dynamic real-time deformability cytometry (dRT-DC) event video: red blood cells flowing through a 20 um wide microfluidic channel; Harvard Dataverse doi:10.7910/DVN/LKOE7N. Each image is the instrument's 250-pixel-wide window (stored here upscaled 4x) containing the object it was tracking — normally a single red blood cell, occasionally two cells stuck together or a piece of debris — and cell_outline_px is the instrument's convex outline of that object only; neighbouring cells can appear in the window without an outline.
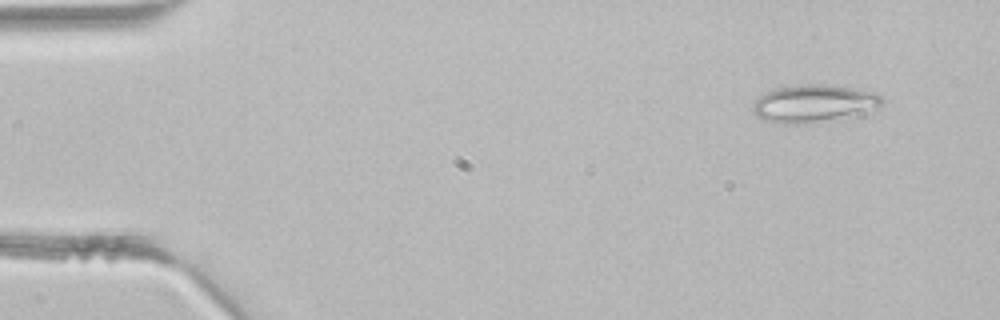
{"species": "common noctule bat (a hibernating species)", "species_latin": "Nyctalus noctula", "temperature_condition": "room temperature", "stored_images_in_passage": 42, "camera_frame_rate_fps": 3000, "um_per_image_px": 0.085, "animal": {"sex": "male", "body_mass_g": 21.5, "forearm_length_mm": 52.0}, "frame": {"image": 1, "passage_image": 2, "time_ms": 0.333, "image_size_px": [1000, 320], "cell_outline_px": [[884, 100], [876, 112], [820, 124], [784, 124], [764, 120], [756, 116], [752, 112], [752, 104], [764, 92], [776, 88], [800, 84], [828, 84], [856, 88], [876, 92]], "centroid_in_image_um": [69.26, 8.83], "position_along_channel_um": 15.7, "area_um2": 29.71}}
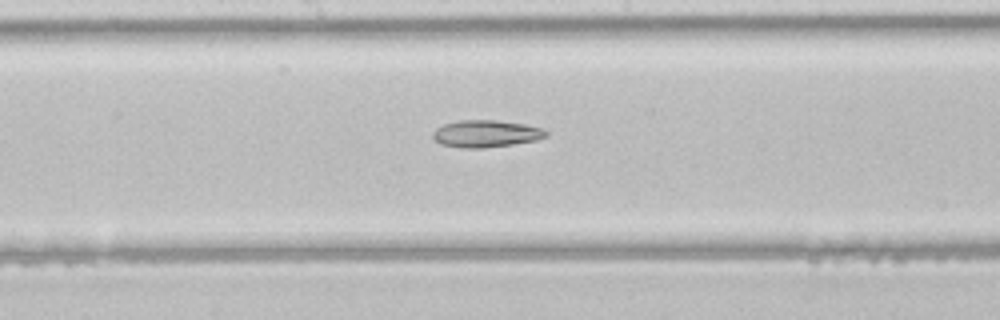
{"frame": {"image": 2, "passage_image": 21, "time_ms": 6.667, "image_size_px": [1000, 320], "cell_outline_px": [[548, 136], [536, 140], [512, 144], [484, 148], [460, 148], [440, 144], [432, 140], [432, 132], [436, 128], [444, 124], [460, 120], [496, 120], [524, 124], [540, 128], [548, 132]], "centroid_in_image_um": [41.25, 11.37], "position_along_channel_um": 206.9, "area_um2": 17.98}}
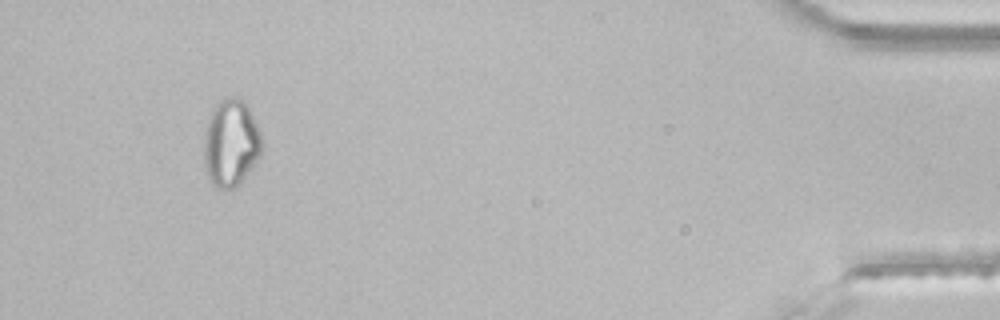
{"frame": {"image": 3, "passage_image": 39, "time_ms": 12.667, "image_size_px": [1000, 320], "cell_outline_px": [[264, 144], [260, 156], [236, 188], [216, 188], [212, 184], [208, 176], [204, 164], [204, 132], [212, 108], [220, 100], [228, 96], [232, 96], [248, 104], [260, 132]], "centroid_in_image_um": [19.63, 12.14], "position_along_channel_um": 415.6, "area_um2": 29.65}}